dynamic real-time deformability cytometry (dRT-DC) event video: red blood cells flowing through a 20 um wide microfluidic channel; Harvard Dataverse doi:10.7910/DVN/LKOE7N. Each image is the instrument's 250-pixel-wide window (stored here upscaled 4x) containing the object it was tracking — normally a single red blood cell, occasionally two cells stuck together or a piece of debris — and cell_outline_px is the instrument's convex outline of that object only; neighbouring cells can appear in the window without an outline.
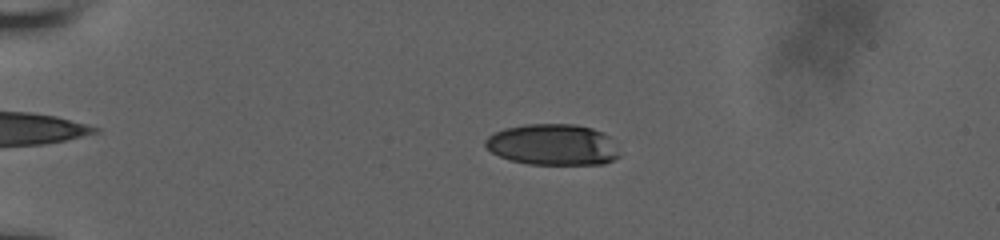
{"species": "human", "species_latin": "Homo sapiens", "temperature_condition": "room temperature", "stored_images_in_passage": 58, "camera_frame_rate_fps": 3000, "um_per_image_px": 0.085, "donor": {"sex": "male"}, "frame": {"image": 1, "passage_image": 16, "time_ms": 5.0, "image_size_px": [1000, 240], "cell_outline_px": [[620, 156], [604, 164], [528, 164], [512, 160], [500, 156], [492, 152], [484, 144], [484, 140], [488, 136], [504, 128], [524, 124], [576, 124], [592, 128], [604, 132], [608, 136]], "centroid_in_image_um": [46.97, 12.29], "position_along_channel_um": 38.0, "area_um2": 32.02}}
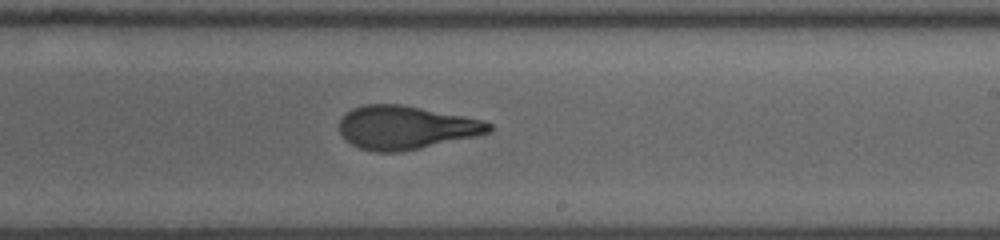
{"frame": {"image": 2, "passage_image": 38, "time_ms": 12.333, "image_size_px": [1000, 240], "cell_outline_px": [[492, 128], [488, 132], [476, 136], [420, 148], [400, 152], [376, 152], [360, 148], [352, 144], [340, 132], [340, 120], [352, 108], [364, 104], [400, 104], [484, 120], [492, 124]], "centroid_in_image_um": [34.5, 10.84], "position_along_channel_um": 254.5, "area_um2": 37.45}}
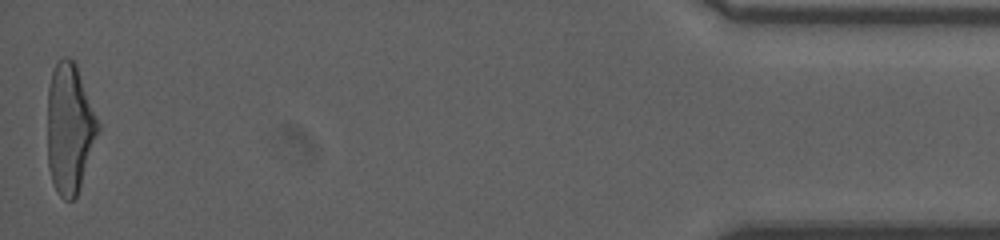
{"frame": {"image": 3, "passage_image": 58, "time_ms": 19.0, "image_size_px": [1000, 240], "cell_outline_px": [[100, 128], [76, 196], [72, 200], [64, 200], [56, 192], [48, 168], [48, 88], [52, 72], [56, 64], [64, 56], [68, 56], [76, 64], [100, 124]], "centroid_in_image_um": [5.91, 10.91], "position_along_channel_um": 429.3, "area_um2": 37.97}, "authors_computed_cell_mechanics": {"area_um2": 37.281, "velocity_mm_per_s": 3.8504, "shape_relaxation_time_tau1_ms": 5.4079, "shape_relaxation_time_tau2_ms": 1.2336, "deformation_change_tau1": 0.2338, "deformation_change_tau2": 0.0942}}